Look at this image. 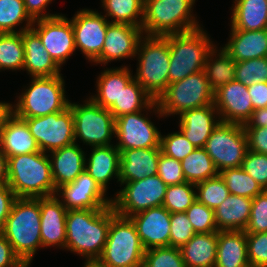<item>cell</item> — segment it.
<instances>
[{"label":"cell","instance_id":"57","mask_svg":"<svg viewBox=\"0 0 267 267\" xmlns=\"http://www.w3.org/2000/svg\"><path fill=\"white\" fill-rule=\"evenodd\" d=\"M243 127H267V107L253 110L251 118Z\"/></svg>","mask_w":267,"mask_h":267},{"label":"cell","instance_id":"3","mask_svg":"<svg viewBox=\"0 0 267 267\" xmlns=\"http://www.w3.org/2000/svg\"><path fill=\"white\" fill-rule=\"evenodd\" d=\"M8 186L16 197H48L56 188L45 152L8 157Z\"/></svg>","mask_w":267,"mask_h":267},{"label":"cell","instance_id":"56","mask_svg":"<svg viewBox=\"0 0 267 267\" xmlns=\"http://www.w3.org/2000/svg\"><path fill=\"white\" fill-rule=\"evenodd\" d=\"M253 110L267 107V82L253 83L247 87Z\"/></svg>","mask_w":267,"mask_h":267},{"label":"cell","instance_id":"12","mask_svg":"<svg viewBox=\"0 0 267 267\" xmlns=\"http://www.w3.org/2000/svg\"><path fill=\"white\" fill-rule=\"evenodd\" d=\"M120 184H125V187L112 199V207L117 215L126 218L152 207L162 206L168 187L158 175Z\"/></svg>","mask_w":267,"mask_h":267},{"label":"cell","instance_id":"15","mask_svg":"<svg viewBox=\"0 0 267 267\" xmlns=\"http://www.w3.org/2000/svg\"><path fill=\"white\" fill-rule=\"evenodd\" d=\"M110 21L98 11L82 9L71 19L75 48L94 62L101 54Z\"/></svg>","mask_w":267,"mask_h":267},{"label":"cell","instance_id":"55","mask_svg":"<svg viewBox=\"0 0 267 267\" xmlns=\"http://www.w3.org/2000/svg\"><path fill=\"white\" fill-rule=\"evenodd\" d=\"M51 1L53 0H24L26 12L33 21L59 15L45 12Z\"/></svg>","mask_w":267,"mask_h":267},{"label":"cell","instance_id":"42","mask_svg":"<svg viewBox=\"0 0 267 267\" xmlns=\"http://www.w3.org/2000/svg\"><path fill=\"white\" fill-rule=\"evenodd\" d=\"M196 198L199 203L208 208H217L230 194L224 180L218 174L216 177L206 179L195 185Z\"/></svg>","mask_w":267,"mask_h":267},{"label":"cell","instance_id":"34","mask_svg":"<svg viewBox=\"0 0 267 267\" xmlns=\"http://www.w3.org/2000/svg\"><path fill=\"white\" fill-rule=\"evenodd\" d=\"M145 109H152L155 111L154 113L159 114L160 117L163 116L156 100H154L133 78L126 85L125 89L121 91L118 101H115L108 110L116 119L125 114L145 111Z\"/></svg>","mask_w":267,"mask_h":267},{"label":"cell","instance_id":"54","mask_svg":"<svg viewBox=\"0 0 267 267\" xmlns=\"http://www.w3.org/2000/svg\"><path fill=\"white\" fill-rule=\"evenodd\" d=\"M16 198L15 193L8 185L0 186V230L3 228Z\"/></svg>","mask_w":267,"mask_h":267},{"label":"cell","instance_id":"51","mask_svg":"<svg viewBox=\"0 0 267 267\" xmlns=\"http://www.w3.org/2000/svg\"><path fill=\"white\" fill-rule=\"evenodd\" d=\"M157 175L167 186L186 182L181 162L175 158L166 156L162 152L158 160Z\"/></svg>","mask_w":267,"mask_h":267},{"label":"cell","instance_id":"13","mask_svg":"<svg viewBox=\"0 0 267 267\" xmlns=\"http://www.w3.org/2000/svg\"><path fill=\"white\" fill-rule=\"evenodd\" d=\"M22 119L26 121L42 152H51L75 142L74 119L70 107L50 115Z\"/></svg>","mask_w":267,"mask_h":267},{"label":"cell","instance_id":"58","mask_svg":"<svg viewBox=\"0 0 267 267\" xmlns=\"http://www.w3.org/2000/svg\"><path fill=\"white\" fill-rule=\"evenodd\" d=\"M8 185V157L0 148V186Z\"/></svg>","mask_w":267,"mask_h":267},{"label":"cell","instance_id":"14","mask_svg":"<svg viewBox=\"0 0 267 267\" xmlns=\"http://www.w3.org/2000/svg\"><path fill=\"white\" fill-rule=\"evenodd\" d=\"M31 29L40 37L42 45L60 67L76 51L71 19L68 20L62 14L36 20Z\"/></svg>","mask_w":267,"mask_h":267},{"label":"cell","instance_id":"16","mask_svg":"<svg viewBox=\"0 0 267 267\" xmlns=\"http://www.w3.org/2000/svg\"><path fill=\"white\" fill-rule=\"evenodd\" d=\"M140 112L122 115L115 119V145L119 151L126 149L160 147L161 133L151 120Z\"/></svg>","mask_w":267,"mask_h":267},{"label":"cell","instance_id":"27","mask_svg":"<svg viewBox=\"0 0 267 267\" xmlns=\"http://www.w3.org/2000/svg\"><path fill=\"white\" fill-rule=\"evenodd\" d=\"M0 148L7 157L41 151L26 121L14 113L0 131Z\"/></svg>","mask_w":267,"mask_h":267},{"label":"cell","instance_id":"5","mask_svg":"<svg viewBox=\"0 0 267 267\" xmlns=\"http://www.w3.org/2000/svg\"><path fill=\"white\" fill-rule=\"evenodd\" d=\"M145 251L132 220L117 215L111 205L108 238L97 261L103 267H138Z\"/></svg>","mask_w":267,"mask_h":267},{"label":"cell","instance_id":"48","mask_svg":"<svg viewBox=\"0 0 267 267\" xmlns=\"http://www.w3.org/2000/svg\"><path fill=\"white\" fill-rule=\"evenodd\" d=\"M245 233L267 232V190L252 199L250 220Z\"/></svg>","mask_w":267,"mask_h":267},{"label":"cell","instance_id":"39","mask_svg":"<svg viewBox=\"0 0 267 267\" xmlns=\"http://www.w3.org/2000/svg\"><path fill=\"white\" fill-rule=\"evenodd\" d=\"M24 58L22 32L0 33V70H23Z\"/></svg>","mask_w":267,"mask_h":267},{"label":"cell","instance_id":"44","mask_svg":"<svg viewBox=\"0 0 267 267\" xmlns=\"http://www.w3.org/2000/svg\"><path fill=\"white\" fill-rule=\"evenodd\" d=\"M144 267H186L180 248L156 247L145 251Z\"/></svg>","mask_w":267,"mask_h":267},{"label":"cell","instance_id":"24","mask_svg":"<svg viewBox=\"0 0 267 267\" xmlns=\"http://www.w3.org/2000/svg\"><path fill=\"white\" fill-rule=\"evenodd\" d=\"M48 154L51 173L55 188L71 183L75 178L85 171L86 154L74 142L63 148H59Z\"/></svg>","mask_w":267,"mask_h":267},{"label":"cell","instance_id":"36","mask_svg":"<svg viewBox=\"0 0 267 267\" xmlns=\"http://www.w3.org/2000/svg\"><path fill=\"white\" fill-rule=\"evenodd\" d=\"M180 162L186 182L195 185L206 179L216 177L219 173L204 147L196 148Z\"/></svg>","mask_w":267,"mask_h":267},{"label":"cell","instance_id":"33","mask_svg":"<svg viewBox=\"0 0 267 267\" xmlns=\"http://www.w3.org/2000/svg\"><path fill=\"white\" fill-rule=\"evenodd\" d=\"M231 30L267 29V0H235Z\"/></svg>","mask_w":267,"mask_h":267},{"label":"cell","instance_id":"43","mask_svg":"<svg viewBox=\"0 0 267 267\" xmlns=\"http://www.w3.org/2000/svg\"><path fill=\"white\" fill-rule=\"evenodd\" d=\"M235 80L247 87L267 82V57L236 62Z\"/></svg>","mask_w":267,"mask_h":267},{"label":"cell","instance_id":"46","mask_svg":"<svg viewBox=\"0 0 267 267\" xmlns=\"http://www.w3.org/2000/svg\"><path fill=\"white\" fill-rule=\"evenodd\" d=\"M196 233H211L217 230L214 210L197 200L185 211Z\"/></svg>","mask_w":267,"mask_h":267},{"label":"cell","instance_id":"4","mask_svg":"<svg viewBox=\"0 0 267 267\" xmlns=\"http://www.w3.org/2000/svg\"><path fill=\"white\" fill-rule=\"evenodd\" d=\"M166 36L170 52L169 84L203 71L208 54L216 47L202 27Z\"/></svg>","mask_w":267,"mask_h":267},{"label":"cell","instance_id":"53","mask_svg":"<svg viewBox=\"0 0 267 267\" xmlns=\"http://www.w3.org/2000/svg\"><path fill=\"white\" fill-rule=\"evenodd\" d=\"M0 267H28L14 252L10 242L0 232Z\"/></svg>","mask_w":267,"mask_h":267},{"label":"cell","instance_id":"45","mask_svg":"<svg viewBox=\"0 0 267 267\" xmlns=\"http://www.w3.org/2000/svg\"><path fill=\"white\" fill-rule=\"evenodd\" d=\"M160 147L162 153L166 156L179 161L197 148L185 137L181 130L165 136L161 135Z\"/></svg>","mask_w":267,"mask_h":267},{"label":"cell","instance_id":"11","mask_svg":"<svg viewBox=\"0 0 267 267\" xmlns=\"http://www.w3.org/2000/svg\"><path fill=\"white\" fill-rule=\"evenodd\" d=\"M204 149L218 172L241 167L248 151L243 125L220 122L206 141Z\"/></svg>","mask_w":267,"mask_h":267},{"label":"cell","instance_id":"2","mask_svg":"<svg viewBox=\"0 0 267 267\" xmlns=\"http://www.w3.org/2000/svg\"><path fill=\"white\" fill-rule=\"evenodd\" d=\"M0 232L19 258L30 266L36 251L42 248L40 197H17Z\"/></svg>","mask_w":267,"mask_h":267},{"label":"cell","instance_id":"20","mask_svg":"<svg viewBox=\"0 0 267 267\" xmlns=\"http://www.w3.org/2000/svg\"><path fill=\"white\" fill-rule=\"evenodd\" d=\"M129 218L136 226L145 250L169 246L171 213L165 207H152Z\"/></svg>","mask_w":267,"mask_h":267},{"label":"cell","instance_id":"22","mask_svg":"<svg viewBox=\"0 0 267 267\" xmlns=\"http://www.w3.org/2000/svg\"><path fill=\"white\" fill-rule=\"evenodd\" d=\"M161 147L126 149L120 152L119 182L139 181L157 175Z\"/></svg>","mask_w":267,"mask_h":267},{"label":"cell","instance_id":"41","mask_svg":"<svg viewBox=\"0 0 267 267\" xmlns=\"http://www.w3.org/2000/svg\"><path fill=\"white\" fill-rule=\"evenodd\" d=\"M195 184L185 182L169 185L162 206L170 213L185 212L196 200Z\"/></svg>","mask_w":267,"mask_h":267},{"label":"cell","instance_id":"47","mask_svg":"<svg viewBox=\"0 0 267 267\" xmlns=\"http://www.w3.org/2000/svg\"><path fill=\"white\" fill-rule=\"evenodd\" d=\"M195 234L193 225L185 212L171 213L169 246L181 248Z\"/></svg>","mask_w":267,"mask_h":267},{"label":"cell","instance_id":"19","mask_svg":"<svg viewBox=\"0 0 267 267\" xmlns=\"http://www.w3.org/2000/svg\"><path fill=\"white\" fill-rule=\"evenodd\" d=\"M143 33L141 27L110 22L102 52L94 63L105 65L113 60L136 57L139 42L144 36Z\"/></svg>","mask_w":267,"mask_h":267},{"label":"cell","instance_id":"31","mask_svg":"<svg viewBox=\"0 0 267 267\" xmlns=\"http://www.w3.org/2000/svg\"><path fill=\"white\" fill-rule=\"evenodd\" d=\"M218 231L196 233L180 248L186 267H215Z\"/></svg>","mask_w":267,"mask_h":267},{"label":"cell","instance_id":"60","mask_svg":"<svg viewBox=\"0 0 267 267\" xmlns=\"http://www.w3.org/2000/svg\"><path fill=\"white\" fill-rule=\"evenodd\" d=\"M83 267H103L97 260H86Z\"/></svg>","mask_w":267,"mask_h":267},{"label":"cell","instance_id":"10","mask_svg":"<svg viewBox=\"0 0 267 267\" xmlns=\"http://www.w3.org/2000/svg\"><path fill=\"white\" fill-rule=\"evenodd\" d=\"M77 104L69 102L75 129V142L79 139L91 147L110 146L115 136V118L112 113L91 98ZM111 143V144H110Z\"/></svg>","mask_w":267,"mask_h":267},{"label":"cell","instance_id":"23","mask_svg":"<svg viewBox=\"0 0 267 267\" xmlns=\"http://www.w3.org/2000/svg\"><path fill=\"white\" fill-rule=\"evenodd\" d=\"M214 104L190 109L180 114L179 128L185 137L197 148L204 147L213 130L221 122Z\"/></svg>","mask_w":267,"mask_h":267},{"label":"cell","instance_id":"9","mask_svg":"<svg viewBox=\"0 0 267 267\" xmlns=\"http://www.w3.org/2000/svg\"><path fill=\"white\" fill-rule=\"evenodd\" d=\"M213 100L214 91L203 70L169 84L156 102L162 115L167 117L211 105Z\"/></svg>","mask_w":267,"mask_h":267},{"label":"cell","instance_id":"29","mask_svg":"<svg viewBox=\"0 0 267 267\" xmlns=\"http://www.w3.org/2000/svg\"><path fill=\"white\" fill-rule=\"evenodd\" d=\"M251 205V198L229 194V196L214 209L217 230L244 231L250 220Z\"/></svg>","mask_w":267,"mask_h":267},{"label":"cell","instance_id":"35","mask_svg":"<svg viewBox=\"0 0 267 267\" xmlns=\"http://www.w3.org/2000/svg\"><path fill=\"white\" fill-rule=\"evenodd\" d=\"M219 51L215 47L208 54L204 66V72L213 91L235 80L236 62L223 49Z\"/></svg>","mask_w":267,"mask_h":267},{"label":"cell","instance_id":"30","mask_svg":"<svg viewBox=\"0 0 267 267\" xmlns=\"http://www.w3.org/2000/svg\"><path fill=\"white\" fill-rule=\"evenodd\" d=\"M215 267H250L245 231H218Z\"/></svg>","mask_w":267,"mask_h":267},{"label":"cell","instance_id":"26","mask_svg":"<svg viewBox=\"0 0 267 267\" xmlns=\"http://www.w3.org/2000/svg\"><path fill=\"white\" fill-rule=\"evenodd\" d=\"M230 35L222 49L235 62L267 57V29L231 30Z\"/></svg>","mask_w":267,"mask_h":267},{"label":"cell","instance_id":"1","mask_svg":"<svg viewBox=\"0 0 267 267\" xmlns=\"http://www.w3.org/2000/svg\"><path fill=\"white\" fill-rule=\"evenodd\" d=\"M110 228V206L102 209L68 210L65 249L86 260H97Z\"/></svg>","mask_w":267,"mask_h":267},{"label":"cell","instance_id":"32","mask_svg":"<svg viewBox=\"0 0 267 267\" xmlns=\"http://www.w3.org/2000/svg\"><path fill=\"white\" fill-rule=\"evenodd\" d=\"M133 76L125 65L115 69L106 68L96 80L97 94L90 98L101 107L109 109L118 101L121 91L134 78Z\"/></svg>","mask_w":267,"mask_h":267},{"label":"cell","instance_id":"6","mask_svg":"<svg viewBox=\"0 0 267 267\" xmlns=\"http://www.w3.org/2000/svg\"><path fill=\"white\" fill-rule=\"evenodd\" d=\"M139 65L134 79L154 99L169 85L170 52L167 36L141 38L136 56Z\"/></svg>","mask_w":267,"mask_h":267},{"label":"cell","instance_id":"8","mask_svg":"<svg viewBox=\"0 0 267 267\" xmlns=\"http://www.w3.org/2000/svg\"><path fill=\"white\" fill-rule=\"evenodd\" d=\"M60 75L32 77L30 85L13 105V113L20 118H33L64 111L69 107L65 83Z\"/></svg>","mask_w":267,"mask_h":267},{"label":"cell","instance_id":"25","mask_svg":"<svg viewBox=\"0 0 267 267\" xmlns=\"http://www.w3.org/2000/svg\"><path fill=\"white\" fill-rule=\"evenodd\" d=\"M24 46V66L31 77L60 75L61 67L52 59L42 45L40 37L32 30L22 31Z\"/></svg>","mask_w":267,"mask_h":267},{"label":"cell","instance_id":"17","mask_svg":"<svg viewBox=\"0 0 267 267\" xmlns=\"http://www.w3.org/2000/svg\"><path fill=\"white\" fill-rule=\"evenodd\" d=\"M55 195L62 197L60 201L67 210L102 209L112 205V198L105 197L106 192L86 171L73 182L58 187Z\"/></svg>","mask_w":267,"mask_h":267},{"label":"cell","instance_id":"59","mask_svg":"<svg viewBox=\"0 0 267 267\" xmlns=\"http://www.w3.org/2000/svg\"><path fill=\"white\" fill-rule=\"evenodd\" d=\"M12 114L13 105L7 102H0V131Z\"/></svg>","mask_w":267,"mask_h":267},{"label":"cell","instance_id":"49","mask_svg":"<svg viewBox=\"0 0 267 267\" xmlns=\"http://www.w3.org/2000/svg\"><path fill=\"white\" fill-rule=\"evenodd\" d=\"M250 267H267V232L246 233Z\"/></svg>","mask_w":267,"mask_h":267},{"label":"cell","instance_id":"37","mask_svg":"<svg viewBox=\"0 0 267 267\" xmlns=\"http://www.w3.org/2000/svg\"><path fill=\"white\" fill-rule=\"evenodd\" d=\"M101 2L103 9L106 11L105 17L114 18L111 23L142 26L144 0H101Z\"/></svg>","mask_w":267,"mask_h":267},{"label":"cell","instance_id":"40","mask_svg":"<svg viewBox=\"0 0 267 267\" xmlns=\"http://www.w3.org/2000/svg\"><path fill=\"white\" fill-rule=\"evenodd\" d=\"M218 174L224 180L230 194L253 199L264 191L262 186L247 174L242 167L226 168Z\"/></svg>","mask_w":267,"mask_h":267},{"label":"cell","instance_id":"28","mask_svg":"<svg viewBox=\"0 0 267 267\" xmlns=\"http://www.w3.org/2000/svg\"><path fill=\"white\" fill-rule=\"evenodd\" d=\"M90 157L86 159L85 171L106 192L111 178L120 176V151L115 145L92 147ZM88 162V163H87Z\"/></svg>","mask_w":267,"mask_h":267},{"label":"cell","instance_id":"7","mask_svg":"<svg viewBox=\"0 0 267 267\" xmlns=\"http://www.w3.org/2000/svg\"><path fill=\"white\" fill-rule=\"evenodd\" d=\"M195 0H144L141 29L149 36H166L200 28L192 14Z\"/></svg>","mask_w":267,"mask_h":267},{"label":"cell","instance_id":"50","mask_svg":"<svg viewBox=\"0 0 267 267\" xmlns=\"http://www.w3.org/2000/svg\"><path fill=\"white\" fill-rule=\"evenodd\" d=\"M242 169L267 190V155L248 150L241 165Z\"/></svg>","mask_w":267,"mask_h":267},{"label":"cell","instance_id":"52","mask_svg":"<svg viewBox=\"0 0 267 267\" xmlns=\"http://www.w3.org/2000/svg\"><path fill=\"white\" fill-rule=\"evenodd\" d=\"M248 150L267 155V127H243Z\"/></svg>","mask_w":267,"mask_h":267},{"label":"cell","instance_id":"38","mask_svg":"<svg viewBox=\"0 0 267 267\" xmlns=\"http://www.w3.org/2000/svg\"><path fill=\"white\" fill-rule=\"evenodd\" d=\"M26 21L16 31L15 27ZM34 21L27 14L24 0H0V33H19L31 29Z\"/></svg>","mask_w":267,"mask_h":267},{"label":"cell","instance_id":"18","mask_svg":"<svg viewBox=\"0 0 267 267\" xmlns=\"http://www.w3.org/2000/svg\"><path fill=\"white\" fill-rule=\"evenodd\" d=\"M213 104L221 122L246 124L251 118L253 106L247 86L236 80L214 91Z\"/></svg>","mask_w":267,"mask_h":267},{"label":"cell","instance_id":"21","mask_svg":"<svg viewBox=\"0 0 267 267\" xmlns=\"http://www.w3.org/2000/svg\"><path fill=\"white\" fill-rule=\"evenodd\" d=\"M56 195L40 197V233L42 247L65 249L66 215L68 210Z\"/></svg>","mask_w":267,"mask_h":267}]
</instances>
